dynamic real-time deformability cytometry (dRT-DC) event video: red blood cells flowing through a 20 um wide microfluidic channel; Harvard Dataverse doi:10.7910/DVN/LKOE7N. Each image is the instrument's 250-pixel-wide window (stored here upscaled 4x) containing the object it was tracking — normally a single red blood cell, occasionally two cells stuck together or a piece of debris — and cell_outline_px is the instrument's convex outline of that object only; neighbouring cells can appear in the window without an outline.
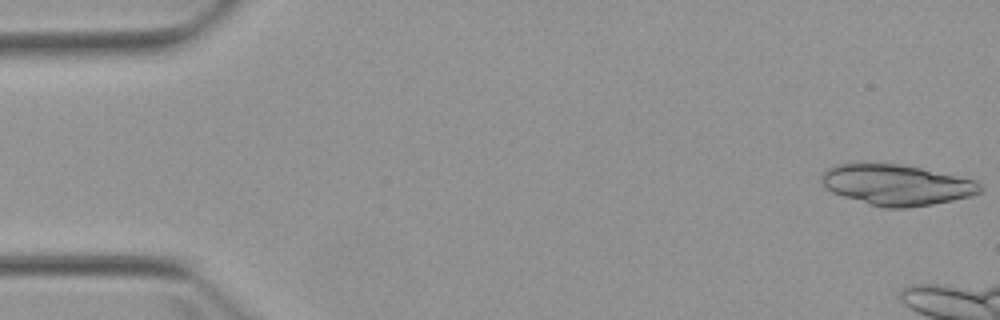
{"species": "Egyptian fruit bat (a non-hibernating species)", "species_latin": "Rousettus aegyptiacus", "temperature_condition": "warm", "stored_images_in_passage": 4, "camera_frame_rate_fps": 3000, "um_per_image_px": 0.085, "animal": {"sex": "female"}, "frame": {"image": 1, "passage_image": 1, "time_ms": 0.0, "image_size_px": [1000, 320], "cell_outline_px": [[984, 188], [980, 192], [972, 196], [932, 204], [908, 208], [884, 208], [868, 204], [832, 192], [824, 188], [820, 180], [820, 176], [828, 168], [836, 164], [860, 160], [864, 160], [900, 164], [920, 168], [976, 180]], "centroid_in_image_um": [76.14, 15.68], "position_along_channel_um": 8.9, "area_um2": 38.49}}